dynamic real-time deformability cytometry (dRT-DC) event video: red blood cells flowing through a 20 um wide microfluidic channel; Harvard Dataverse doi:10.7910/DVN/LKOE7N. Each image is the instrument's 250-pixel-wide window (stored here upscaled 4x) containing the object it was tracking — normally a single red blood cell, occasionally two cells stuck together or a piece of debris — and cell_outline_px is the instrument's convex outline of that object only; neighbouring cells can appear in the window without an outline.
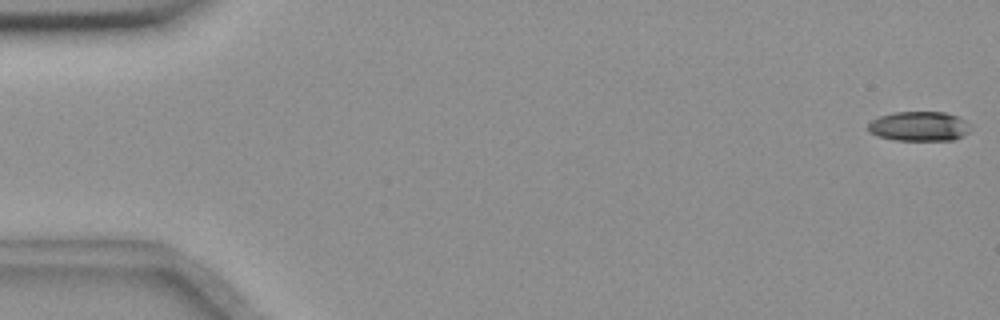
{"species": "common noctule bat (a hibernating species)", "species_latin": "Nyctalus noctula", "temperature_condition": "room temperature", "stored_images_in_passage": 56, "camera_frame_rate_fps": 3000, "um_per_image_px": 0.085, "animal": {"sex": "female", "body_mass_g": 18.4}, "frame": {"image": 1, "passage_image": 1, "time_ms": 0.0, "image_size_px": [1000, 320], "cell_outline_px": [[968, 132], [964, 136], [952, 140], [896, 140], [876, 136], [868, 132], [868, 124], [872, 120], [880, 116], [892, 112], [944, 112], [956, 116], [964, 120]], "centroid_in_image_um": [78.05, 10.74], "position_along_channel_um": 6.9, "area_um2": 17.51}}
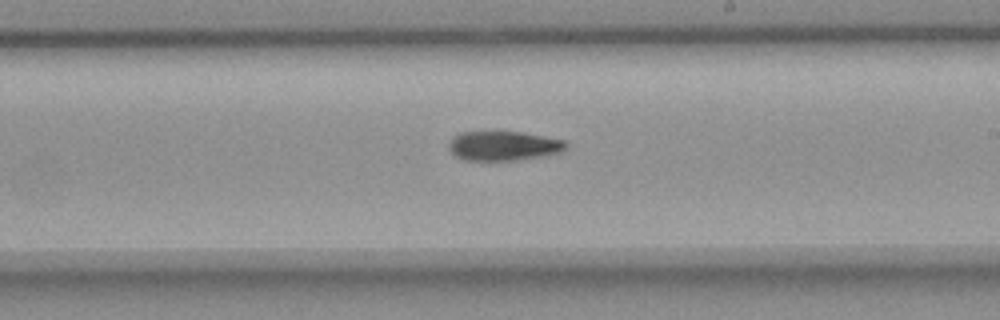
{"frame": {"image": 2, "passage_image": 33, "time_ms": 10.667, "image_size_px": [1000, 320], "cell_outline_px": [[568, 148], [560, 152], [544, 156], [512, 160], [464, 160], [456, 156], [448, 148], [448, 144], [460, 132], [520, 132], [564, 140], [568, 144]], "centroid_in_image_um": [42.82, 12.4], "position_along_channel_um": 246.2, "area_um2": 19.88}}
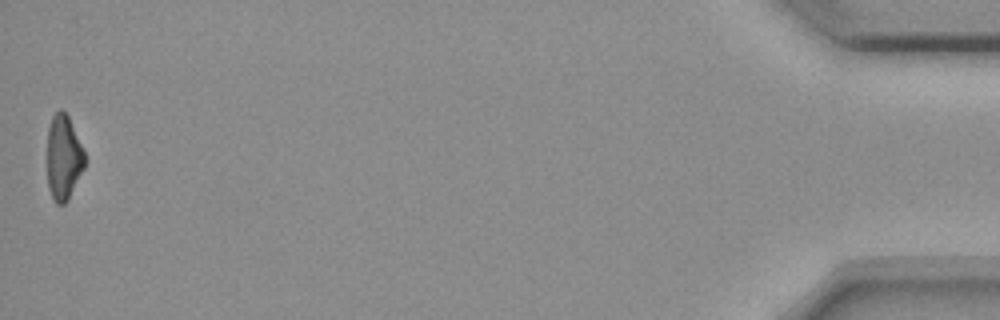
{"frame": {"image": 3, "passage_image": 56, "time_ms": 18.333, "image_size_px": [1000, 320], "cell_outline_px": [[84, 168], [68, 200], [64, 204], [56, 204], [52, 200], [48, 188], [48, 128], [52, 116], [60, 108], [68, 116], [84, 152]], "centroid_in_image_um": [5.38, 13.43], "position_along_channel_um": 429.8, "area_um2": 18.38}, "authors_computed_cell_mechanics": {"area_um2": 19.9699, "velocity_mm_per_s": 3.6453, "shape_relaxation_time_tau1_ms": 7.8494, "shape_relaxation_time_tau2_ms": null, "deformation_change_tau1": 0.1933, "deformation_change_tau2": null}}